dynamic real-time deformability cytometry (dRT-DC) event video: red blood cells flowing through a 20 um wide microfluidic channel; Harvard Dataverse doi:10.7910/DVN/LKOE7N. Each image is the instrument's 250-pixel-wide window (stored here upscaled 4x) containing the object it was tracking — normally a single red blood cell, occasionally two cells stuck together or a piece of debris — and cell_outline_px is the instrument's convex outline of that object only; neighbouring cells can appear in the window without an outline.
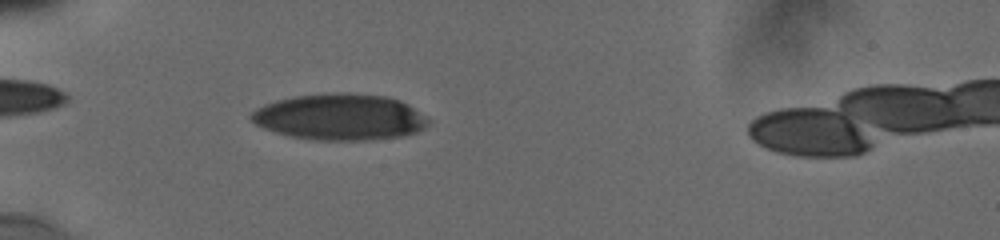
{"species": "human", "species_latin": "Homo sapiens", "temperature_condition": "cold", "stored_images_in_passage": 29, "camera_frame_rate_fps": 3000, "um_per_image_px": 0.085, "donor": {"sex": "male"}, "frame": {"image": 1, "passage_image": 1, "time_ms": 0.0, "image_size_px": [1000, 240], "cell_outline_px": [[432, 120], [424, 128], [416, 132], [404, 136], [364, 140], [320, 140], [292, 136], [276, 132], [264, 128], [256, 124], [248, 116], [256, 108], [264, 104], [276, 100], [292, 96], [324, 92], [352, 92], [384, 96], [400, 100], [408, 104], [428, 116]], "centroid_in_image_um": [28.92, 9.92], "position_along_channel_um": 56.1, "area_um2": 48.21}}
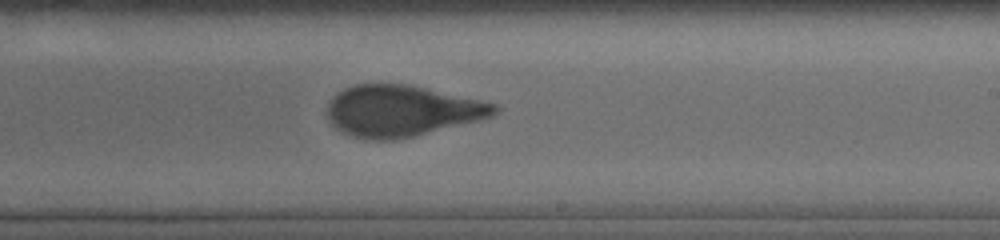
{"frame": {"image": 2, "passage_image": 15, "time_ms": 5.667, "image_size_px": [1000, 240], "cell_outline_px": [[500, 108], [492, 116], [480, 120], [396, 140], [364, 140], [352, 136], [336, 128], [328, 120], [328, 104], [332, 96], [344, 88], [356, 84], [404, 84], [424, 88], [496, 104]], "centroid_in_image_um": [34.1, 9.44], "position_along_channel_um": 254.9, "area_um2": 49.48}}
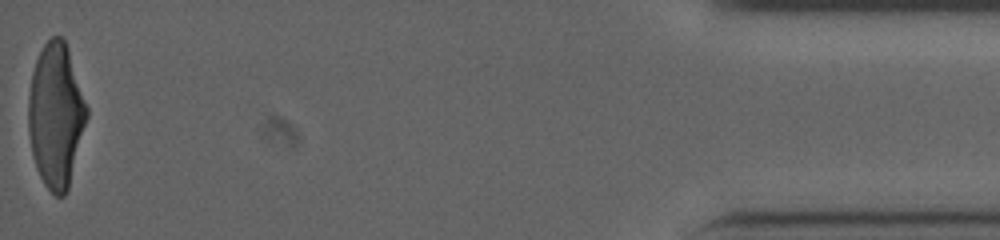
{"frame": {"image": 3, "passage_image": 29, "time_ms": 12.333, "image_size_px": [1000, 240], "cell_outline_px": [[88, 116], [68, 192], [64, 196], [56, 196], [44, 184], [36, 168], [32, 156], [28, 128], [28, 96], [32, 72], [36, 60], [44, 44], [52, 36], [60, 36], [64, 40], [68, 48], [88, 108]], "centroid_in_image_um": [4.75, 9.83], "position_along_channel_um": 430.4, "area_um2": 49.25}, "authors_computed_cell_mechanics": {"area_um2": 49.4768, "velocity_mm_per_s": 3.835, "shape_relaxation_time_tau1_ms": 5.6548, "shape_relaxation_time_tau2_ms": 0.8502, "deformation_change_tau1": 0.2167, "deformation_change_tau2": 0.0746}}